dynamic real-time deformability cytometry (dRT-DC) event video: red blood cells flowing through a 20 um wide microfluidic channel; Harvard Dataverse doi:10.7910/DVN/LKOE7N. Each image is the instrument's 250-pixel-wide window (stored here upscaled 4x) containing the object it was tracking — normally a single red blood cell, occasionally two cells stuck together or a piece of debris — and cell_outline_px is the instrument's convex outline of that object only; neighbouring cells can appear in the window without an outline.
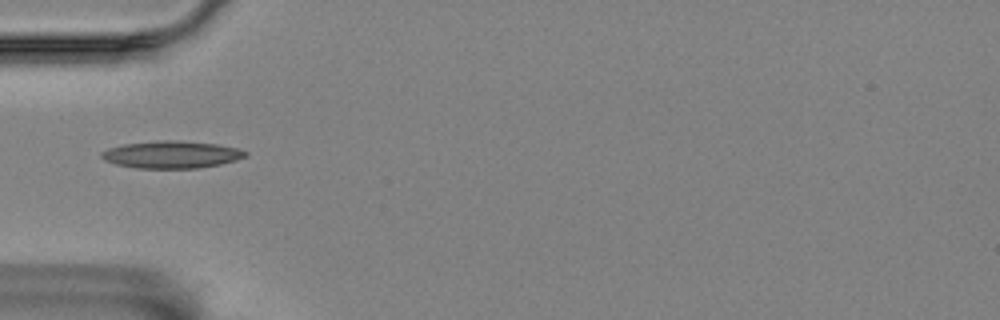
{"species": "Egyptian fruit bat (a non-hibernating species)", "species_latin": "Rousettus aegyptiacus", "temperature_condition": "room temperature", "stored_images_in_passage": 4, "camera_frame_rate_fps": 3000, "um_per_image_px": 0.085, "animal": {"sex": "female"}, "frame": {"image": 1, "passage_image": 1, "time_ms": 0.0, "image_size_px": [1000, 320], "cell_outline_px": [[248, 156], [236, 160], [220, 164], [196, 168], [136, 168], [116, 164], [104, 160], [100, 156], [100, 152], [108, 148], [124, 144], [156, 140], [180, 140], [216, 144], [236, 148], [248, 152]], "centroid_in_image_um": [14.56, 13.13], "position_along_channel_um": 70.4, "area_um2": 22.95}}
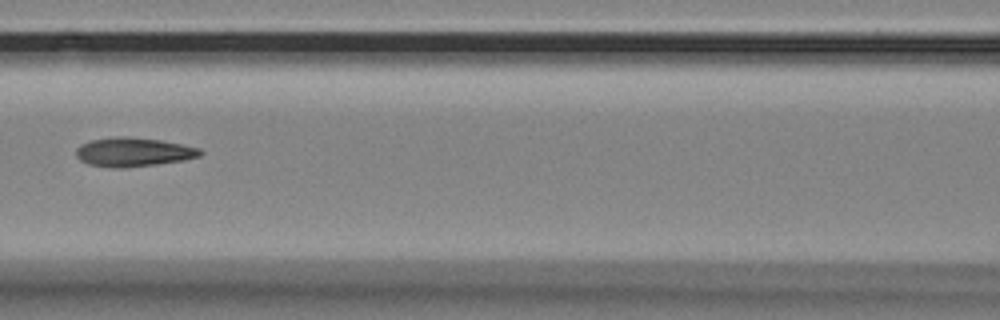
{"frame": {"image": 2, "passage_image": 3, "time_ms": 0.667, "image_size_px": [1000, 320], "cell_outline_px": [[204, 152], [200, 156], [184, 160], [156, 164], [116, 168], [112, 168], [88, 164], [80, 160], [76, 156], [76, 148], [80, 144], [92, 140], [116, 136], [128, 136], [160, 140], [200, 148]], "centroid_in_image_um": [11.32, 12.92], "position_along_channel_um": 155.3, "area_um2": 20.92}}
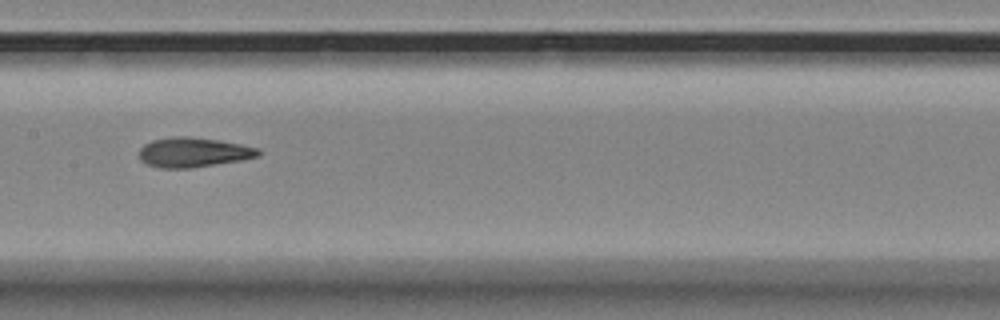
{"frame": {"image": 3, "passage_image": 4, "time_ms": 1.0, "image_size_px": [1000, 320], "cell_outline_px": [[260, 156], [240, 160], [188, 168], [160, 168], [148, 164], [140, 160], [140, 148], [144, 144], [152, 140], [172, 136], [188, 136], [216, 140], [240, 144], [260, 148]], "centroid_in_image_um": [16.42, 12.94], "position_along_channel_um": 191.0, "area_um2": 20.46}}